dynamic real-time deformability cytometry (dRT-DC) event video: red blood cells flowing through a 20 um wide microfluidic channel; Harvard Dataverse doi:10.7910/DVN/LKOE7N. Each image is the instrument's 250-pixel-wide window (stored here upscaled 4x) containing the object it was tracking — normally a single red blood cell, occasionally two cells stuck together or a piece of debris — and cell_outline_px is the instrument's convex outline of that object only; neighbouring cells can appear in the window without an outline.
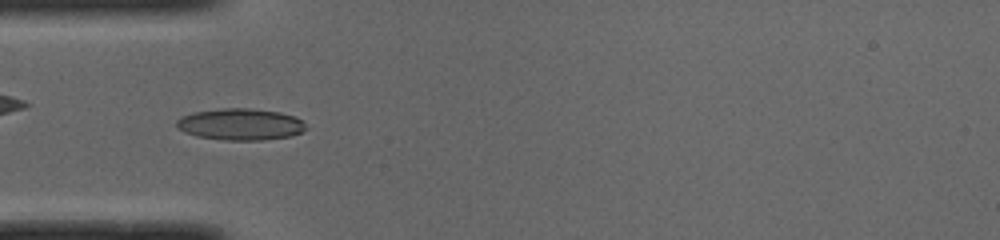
{"species": "common noctule bat (a hibernating species)", "species_latin": "Nyctalus noctula", "temperature_condition": "cold", "stored_images_in_passage": 49, "camera_frame_rate_fps": 3000, "um_per_image_px": 0.085, "animal": {"sex": "male", "body_mass_g": 19.0, "forearm_length_mm": 50.8}, "frame": {"image": 1, "passage_image": 14, "time_ms": 4.333, "image_size_px": [1000, 240], "cell_outline_px": [[308, 128], [292, 136], [260, 140], [224, 140], [196, 136], [184, 132], [176, 128], [176, 120], [180, 116], [192, 112], [224, 108], [248, 108], [280, 112], [296, 116], [304, 120]], "centroid_in_image_um": [20.44, 10.56], "position_along_channel_um": 64.6, "area_um2": 24.16}}
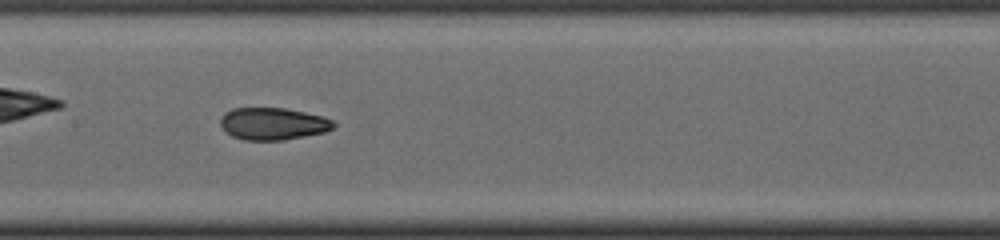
{"frame": {"image": 2, "passage_image": 23, "time_ms": 7.333, "image_size_px": [1000, 240], "cell_outline_px": [[336, 124], [332, 128], [324, 132], [304, 136], [280, 140], [244, 140], [232, 136], [220, 124], [220, 120], [224, 112], [232, 108], [284, 108], [304, 112], [320, 116], [332, 120]], "centroid_in_image_um": [23.18, 10.51], "position_along_channel_um": 184.2, "area_um2": 20.98}}
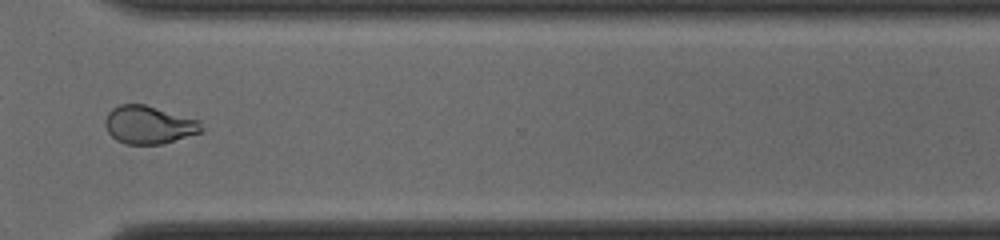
{"frame": {"image": 3, "passage_image": 36, "time_ms": 11.667, "image_size_px": [1000, 240], "cell_outline_px": [[204, 132], [160, 144], [124, 144], [116, 140], [108, 132], [104, 124], [104, 120], [108, 112], [112, 108], [120, 104], [144, 104], [200, 120], [204, 128]], "centroid_in_image_um": [12.66, 10.61], "position_along_channel_um": 357.9, "area_um2": 21.5}, "authors_computed_cell_mechanics": {"area_um2": 21.8484, "velocity_mm_per_s": 3.9948, "shape_relaxation_time_tau1_ms": null, "shape_relaxation_time_tau2_ms": 1.4545, "deformation_change_tau1": null, "deformation_change_tau2": 0.0719}}